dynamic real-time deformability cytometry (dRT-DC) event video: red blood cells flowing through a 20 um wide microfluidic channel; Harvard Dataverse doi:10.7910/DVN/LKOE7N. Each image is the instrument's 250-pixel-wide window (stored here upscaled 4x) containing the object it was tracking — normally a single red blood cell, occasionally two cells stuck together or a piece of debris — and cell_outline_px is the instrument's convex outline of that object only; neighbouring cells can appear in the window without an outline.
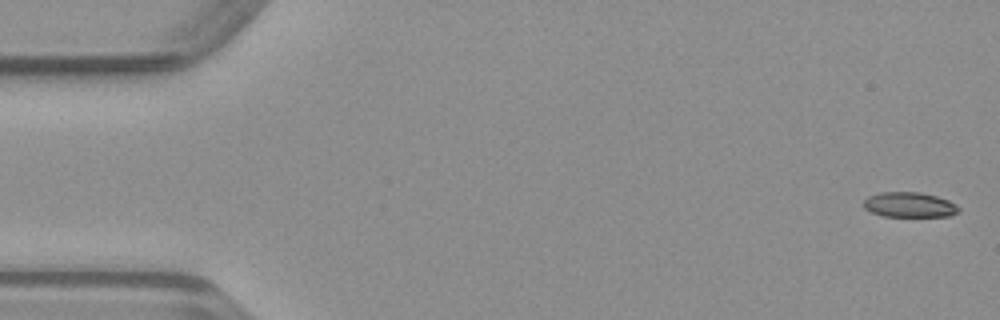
{"species": "common noctule bat (a hibernating species)", "species_latin": "Nyctalus noctula", "temperature_condition": "warm", "stored_images_in_passage": 34, "camera_frame_rate_fps": 3000, "um_per_image_px": 0.085, "animal": {"sex": "male", "body_mass_g": 23.1, "forearm_length_mm": 52.7}, "frame": {"image": 1, "passage_image": 2, "time_ms": 0.333, "image_size_px": [1000, 320], "cell_outline_px": [[960, 212], [948, 216], [884, 216], [872, 212], [864, 208], [864, 200], [868, 196], [880, 192], [920, 192], [936, 196], [948, 200], [956, 204], [960, 208]], "centroid_in_image_um": [77.32, 17.4], "position_along_channel_um": 7.7, "area_um2": 13.87}}
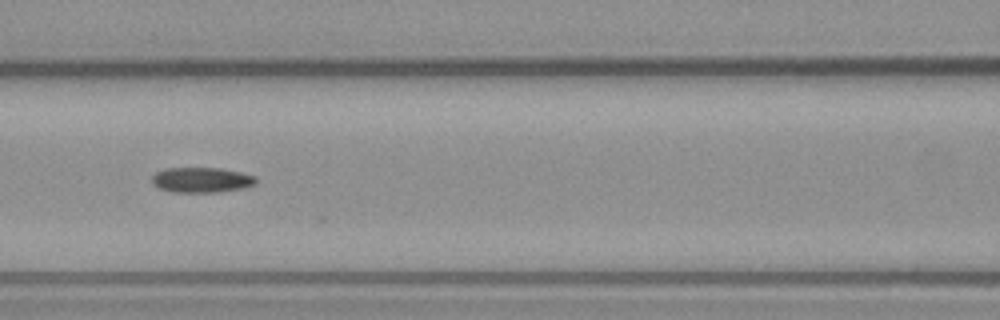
{"frame": {"image": 2, "passage_image": 22, "time_ms": 7.0, "image_size_px": [1000, 320], "cell_outline_px": [[256, 184], [244, 188], [216, 192], [176, 192], [160, 188], [152, 184], [152, 176], [156, 172], [164, 168], [220, 168], [244, 172], [256, 176]], "centroid_in_image_um": [17.16, 15.28], "position_along_channel_um": 149.4, "area_um2": 15.37}}
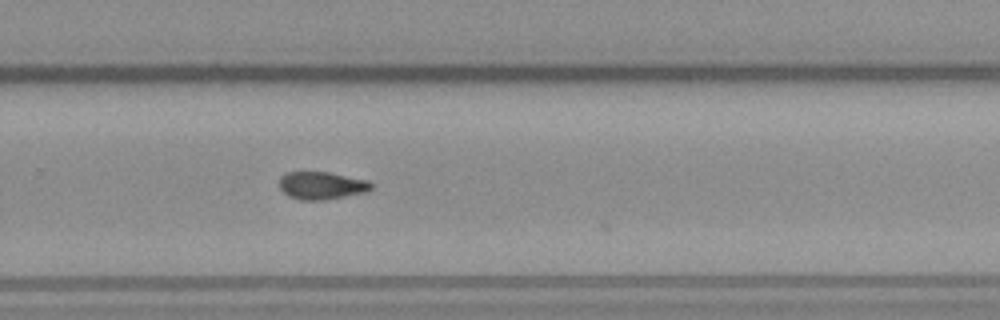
{"frame": {"image": 3, "passage_image": 33, "time_ms": 10.667, "image_size_px": [1000, 320], "cell_outline_px": [[372, 188], [364, 192], [324, 200], [300, 200], [288, 196], [280, 188], [280, 176], [284, 172], [328, 172], [368, 180], [372, 184]], "centroid_in_image_um": [27.3, 15.76], "position_along_channel_um": 302.5, "area_um2": 14.74}}